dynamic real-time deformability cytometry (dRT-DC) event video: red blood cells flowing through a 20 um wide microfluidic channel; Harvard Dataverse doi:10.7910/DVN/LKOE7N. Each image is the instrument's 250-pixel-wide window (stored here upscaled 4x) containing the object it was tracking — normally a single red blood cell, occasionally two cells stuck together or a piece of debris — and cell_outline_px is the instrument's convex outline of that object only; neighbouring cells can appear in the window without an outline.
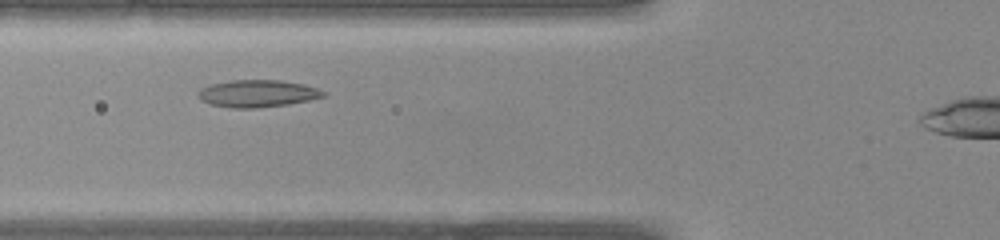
{"species": "common noctule bat (a hibernating species)", "species_latin": "Nyctalus noctula", "temperature_condition": "warm", "stored_images_in_passage": 31, "camera_frame_rate_fps": 3000, "um_per_image_px": 0.085, "animal": {"sex": "female", "body_mass_g": 22.0, "forearm_length_mm": 56.7}, "frame": {"image": 1, "passage_image": 10, "time_ms": 3.0, "image_size_px": [1000, 240], "cell_outline_px": [[324, 96], [308, 100], [288, 104], [256, 108], [232, 108], [208, 104], [200, 100], [196, 96], [196, 92], [200, 88], [212, 84], [232, 80], [280, 80], [304, 84], [316, 88], [324, 92]], "centroid_in_image_um": [21.8, 7.95], "position_along_channel_um": 104.0, "area_um2": 19.88}}
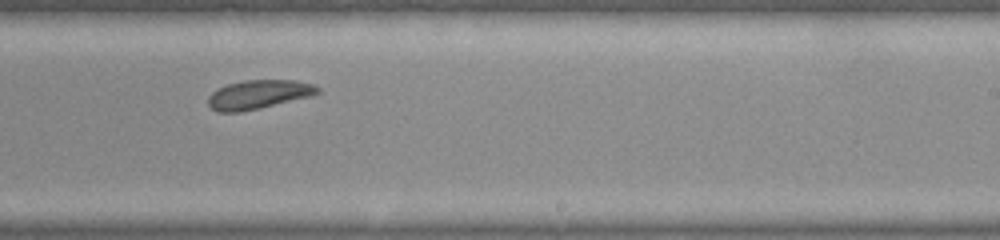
{"frame": {"image": 2, "passage_image": 20, "time_ms": 6.333, "image_size_px": [1000, 240], "cell_outline_px": [[320, 92], [316, 96], [260, 108], [240, 112], [220, 112], [212, 108], [208, 104], [208, 96], [212, 92], [228, 84], [244, 80], [296, 80], [316, 84], [320, 88]], "centroid_in_image_um": [22.07, 8.03], "position_along_channel_um": 266.9, "area_um2": 18.73}}
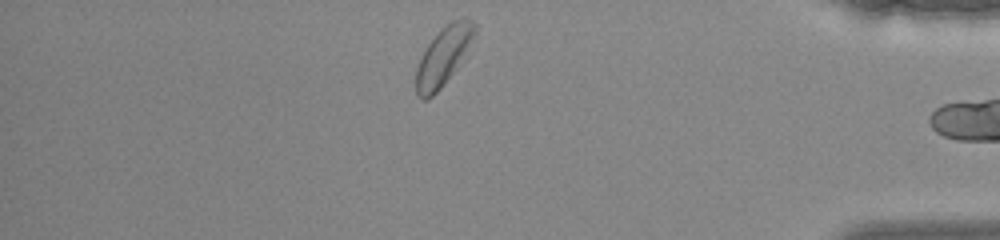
{"frame": {"image": 3, "passage_image": 30, "time_ms": 9.667, "image_size_px": [1000, 240], "cell_outline_px": [[476, 36], [452, 72], [440, 88], [428, 100], [420, 100], [416, 92], [416, 68], [428, 44], [452, 20], [464, 16], [472, 20], [476, 24]], "centroid_in_image_um": [37.7, 4.76], "position_along_channel_um": 397.5, "area_um2": 19.36}}